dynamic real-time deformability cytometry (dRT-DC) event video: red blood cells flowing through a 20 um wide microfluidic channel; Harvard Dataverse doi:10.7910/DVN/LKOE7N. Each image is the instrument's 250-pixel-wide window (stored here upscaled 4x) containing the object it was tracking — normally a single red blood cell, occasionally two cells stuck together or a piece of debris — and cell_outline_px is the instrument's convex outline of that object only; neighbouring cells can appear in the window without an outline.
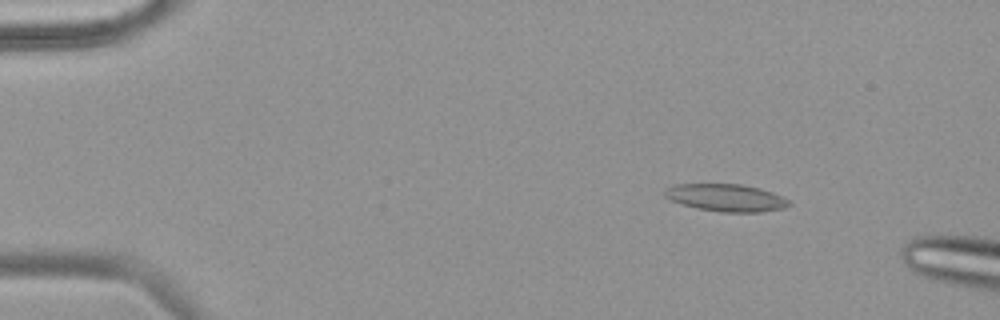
{"species": "common noctule bat (a hibernating species)", "species_latin": "Nyctalus noctula", "temperature_condition": "warm", "stored_images_in_passage": 10, "camera_frame_rate_fps": 3000, "um_per_image_px": 0.085, "animal": {"sex": "female", "body_mass_g": 18.4}, "frame": {"image": 1, "passage_image": 6, "time_ms": 1.667, "image_size_px": [1000, 320], "cell_outline_px": [[792, 204], [784, 208], [760, 212], [724, 212], [700, 208], [684, 204], [672, 200], [664, 196], [664, 192], [668, 188], [676, 184], [740, 184], [772, 192], [788, 200]], "centroid_in_image_um": [61.74, 16.8], "position_along_channel_um": 23.3, "area_um2": 19.36}}